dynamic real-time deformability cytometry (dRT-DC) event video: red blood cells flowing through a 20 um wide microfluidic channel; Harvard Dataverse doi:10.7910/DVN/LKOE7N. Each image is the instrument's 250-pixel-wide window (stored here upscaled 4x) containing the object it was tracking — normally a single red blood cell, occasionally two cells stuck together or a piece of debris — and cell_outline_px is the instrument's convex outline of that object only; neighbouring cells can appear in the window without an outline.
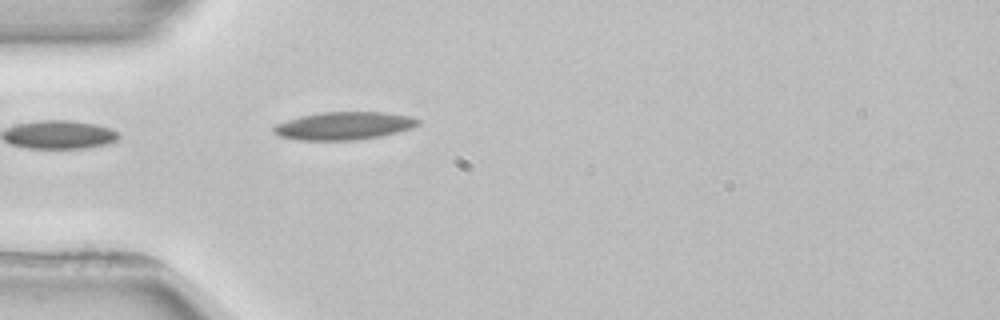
{"species": "common noctule bat (a hibernating species)", "species_latin": "Nyctalus noctula", "temperature_condition": "room temperature", "stored_images_in_passage": 1, "camera_frame_rate_fps": 3000, "um_per_image_px": 0.085, "animal": {"sex": "female", "body_mass_g": 22.7, "forearm_length_mm": 54.2}, "frame": {"image": 1, "passage_image": 1, "time_ms": 0.0, "image_size_px": [1000, 320], "cell_outline_px": [[420, 124], [412, 128], [380, 136], [352, 140], [300, 140], [280, 136], [272, 128], [276, 124], [300, 116], [320, 112], [384, 112], [412, 116], [420, 120]], "centroid_in_image_um": [29.27, 10.68], "position_along_channel_um": 55.7, "area_um2": 23.29}}